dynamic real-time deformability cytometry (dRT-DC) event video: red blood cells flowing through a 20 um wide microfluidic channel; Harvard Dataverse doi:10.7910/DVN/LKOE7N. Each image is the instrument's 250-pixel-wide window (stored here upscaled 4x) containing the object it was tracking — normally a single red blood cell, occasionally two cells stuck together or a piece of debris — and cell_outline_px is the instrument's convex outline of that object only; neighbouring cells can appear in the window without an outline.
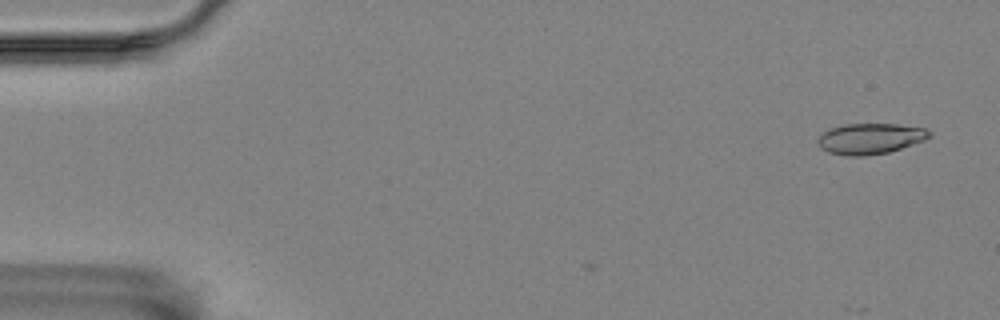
{"species": "Egyptian fruit bat (a non-hibernating species)", "species_latin": "Rousettus aegyptiacus", "temperature_condition": "room temperature", "stored_images_in_passage": 4, "camera_frame_rate_fps": 3000, "um_per_image_px": 0.085, "animal": {"sex": "female"}, "frame": {"image": 1, "passage_image": 1, "time_ms": 0.0, "image_size_px": [1000, 320], "cell_outline_px": [[932, 136], [924, 140], [888, 152], [864, 156], [848, 156], [828, 152], [820, 148], [816, 140], [824, 132], [832, 128], [844, 124], [896, 124], [924, 128], [932, 132]], "centroid_in_image_um": [73.96, 11.78], "position_along_channel_um": 11.0, "area_um2": 19.88}}